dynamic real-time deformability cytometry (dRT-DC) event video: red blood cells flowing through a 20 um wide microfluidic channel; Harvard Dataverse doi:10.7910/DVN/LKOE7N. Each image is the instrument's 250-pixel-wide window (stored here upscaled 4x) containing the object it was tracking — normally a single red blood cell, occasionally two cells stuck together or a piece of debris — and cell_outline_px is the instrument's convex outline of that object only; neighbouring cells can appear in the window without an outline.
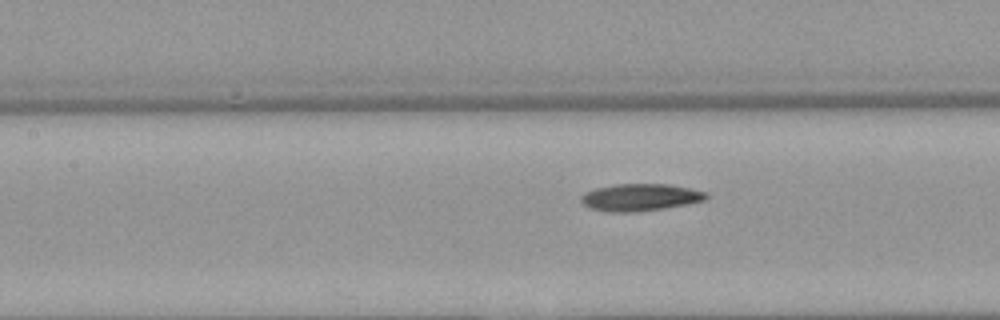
{"species": "Egyptian fruit bat (a non-hibernating species)", "species_latin": "Rousettus aegyptiacus", "temperature_condition": "warm", "stored_images_in_passage": 7, "segment_of_instrument_passage": [2, 2], "camera_frame_rate_fps": 3000, "um_per_image_px": 0.085, "animal": {"sex": "female"}, "frame": {"image": 1, "passage_image": 7, "time_ms": 8.333, "image_size_px": [1000, 320], "cell_outline_px": [[708, 196], [704, 200], [688, 204], [664, 208], [636, 212], [604, 212], [588, 208], [580, 200], [580, 196], [584, 192], [596, 188], [616, 184], [668, 184], [708, 192]], "centroid_in_image_um": [54.38, 16.78], "position_along_channel_um": 153.0, "area_um2": 19.94}}